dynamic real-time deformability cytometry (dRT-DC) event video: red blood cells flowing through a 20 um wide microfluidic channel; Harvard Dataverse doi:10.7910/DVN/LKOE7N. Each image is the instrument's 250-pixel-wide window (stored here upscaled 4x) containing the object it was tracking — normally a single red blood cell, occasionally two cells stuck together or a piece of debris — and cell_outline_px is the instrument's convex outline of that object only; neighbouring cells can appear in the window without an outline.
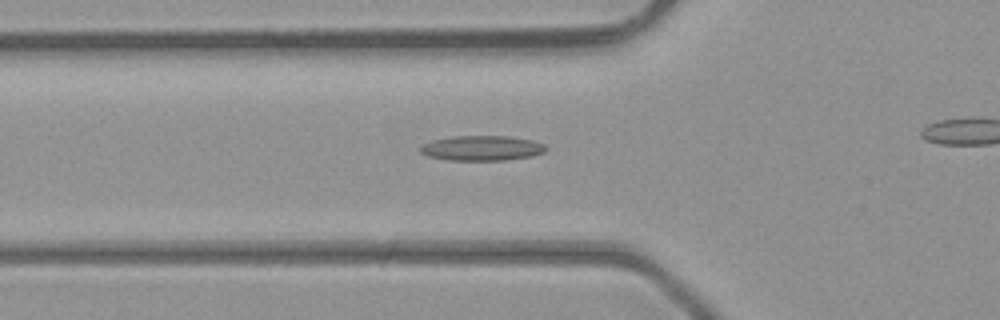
{"species": "common noctule bat (a hibernating species)", "species_latin": "Nyctalus noctula", "temperature_condition": "room temperature", "stored_images_in_passage": 38, "camera_frame_rate_fps": 3000, "um_per_image_px": 0.085, "animal": {"sex": "male", "body_mass_g": 23.1, "forearm_length_mm": 52.7}, "frame": {"image": 1, "passage_image": 17, "time_ms": 5.333, "image_size_px": [1000, 320], "cell_outline_px": [[548, 148], [544, 152], [532, 156], [504, 160], [448, 160], [428, 156], [420, 152], [420, 148], [424, 144], [432, 140], [452, 136], [508, 136], [532, 140], [544, 144]], "centroid_in_image_um": [40.97, 12.59], "position_along_channel_um": 84.8, "area_um2": 18.26}}
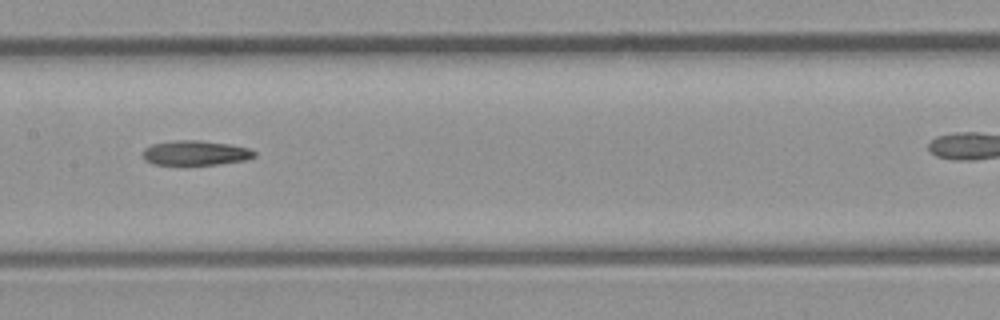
{"frame": {"image": 2, "passage_image": 24, "time_ms": 7.667, "image_size_px": [1000, 320], "cell_outline_px": [[256, 156], [244, 160], [220, 164], [152, 164], [144, 160], [144, 148], [152, 144], [176, 140], [200, 140], [228, 144], [248, 148], [256, 152]], "centroid_in_image_um": [16.61, 12.99], "position_along_channel_um": 190.8, "area_um2": 15.9}}
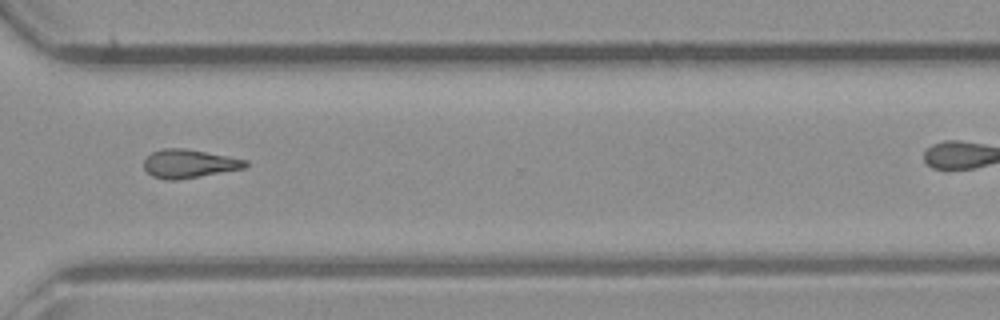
{"frame": {"image": 3, "passage_image": 35, "time_ms": 11.333, "image_size_px": [1000, 320], "cell_outline_px": [[248, 164], [244, 168], [176, 180], [164, 180], [152, 176], [144, 168], [144, 160], [152, 152], [164, 148], [184, 148], [228, 156], [248, 160]], "centroid_in_image_um": [16.05, 13.91], "position_along_channel_um": 354.5, "area_um2": 16.7}}